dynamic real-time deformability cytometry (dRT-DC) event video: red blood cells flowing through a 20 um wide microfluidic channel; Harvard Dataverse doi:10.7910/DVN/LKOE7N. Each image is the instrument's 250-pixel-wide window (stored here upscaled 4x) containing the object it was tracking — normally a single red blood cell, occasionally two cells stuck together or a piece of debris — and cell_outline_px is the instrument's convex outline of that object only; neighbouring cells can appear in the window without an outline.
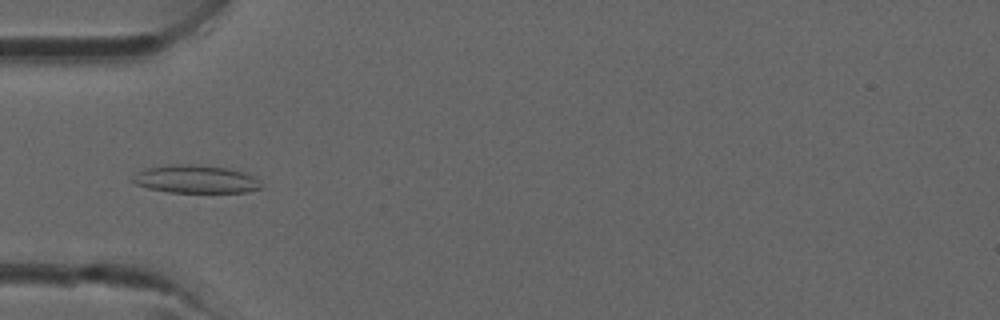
{"species": "common noctule bat (a hibernating species)", "species_latin": "Nyctalus noctula", "temperature_condition": "room temperature", "stored_images_in_passage": 34, "camera_frame_rate_fps": 3000, "um_per_image_px": 0.085, "animal": {"sex": "male", "forearm_length_mm": 52.5}, "frame": {"image": 1, "passage_image": 8, "time_ms": 2.333, "image_size_px": [1000, 320], "cell_outline_px": [[264, 188], [244, 192], [168, 192], [148, 188], [136, 184], [132, 180], [132, 176], [136, 172], [144, 168], [172, 164], [200, 164], [224, 168], [240, 172], [252, 176]], "centroid_in_image_um": [16.56, 15.22], "position_along_channel_um": 68.4, "area_um2": 20.81}}
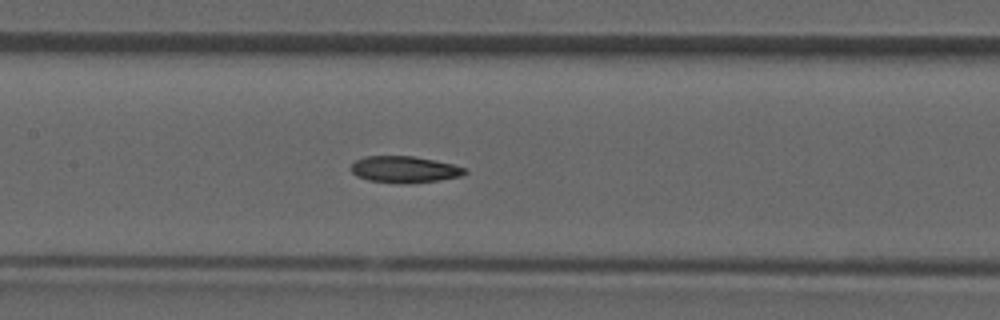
{"frame": {"image": 2, "passage_image": 14, "time_ms": 4.333, "image_size_px": [1000, 320], "cell_outline_px": [[468, 172], [460, 176], [436, 180], [368, 180], [356, 176], [352, 172], [352, 164], [356, 160], [364, 156], [412, 156], [452, 164], [468, 168]], "centroid_in_image_um": [34.38, 14.34], "position_along_channel_um": 173.0, "area_um2": 16.47}}
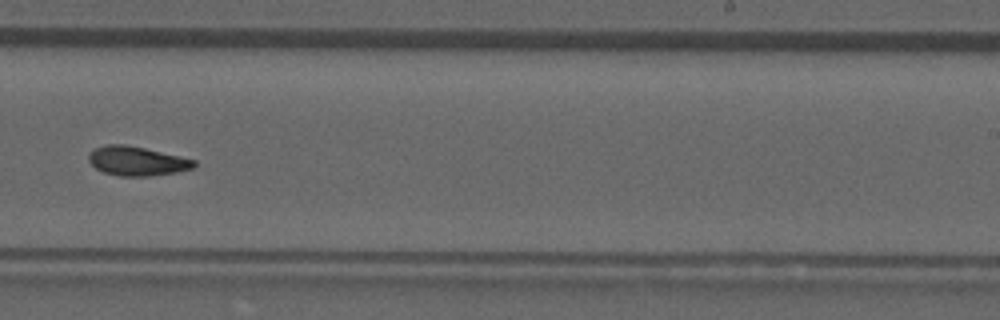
{"frame": {"image": 3, "passage_image": 20, "time_ms": 6.333, "image_size_px": [1000, 320], "cell_outline_px": [[196, 164], [192, 168], [176, 172], [148, 176], [120, 176], [104, 172], [96, 168], [88, 160], [88, 156], [96, 148], [108, 144], [124, 144], [144, 148], [180, 156], [196, 160]], "centroid_in_image_um": [11.65, 13.69], "position_along_channel_um": 277.4, "area_um2": 17.69}}